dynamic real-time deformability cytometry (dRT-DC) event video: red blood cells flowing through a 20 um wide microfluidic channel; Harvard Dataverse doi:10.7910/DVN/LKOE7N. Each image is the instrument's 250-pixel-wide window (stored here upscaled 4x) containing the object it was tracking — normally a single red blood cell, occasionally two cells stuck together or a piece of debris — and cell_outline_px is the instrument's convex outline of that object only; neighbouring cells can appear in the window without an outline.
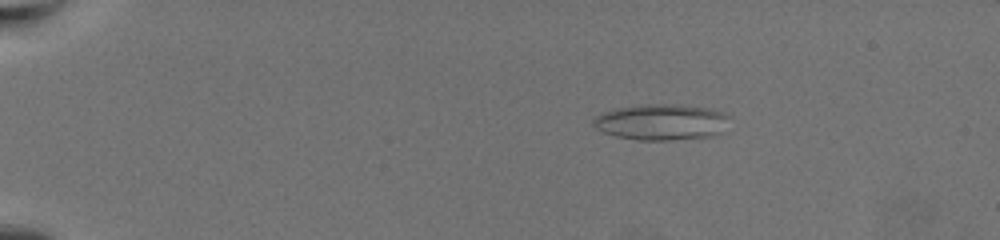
{"species": "common noctule bat (a hibernating species)", "species_latin": "Nyctalus noctula", "temperature_condition": "warm", "stored_images_in_passage": 57, "camera_frame_rate_fps": 3000, "um_per_image_px": 0.085, "animal": {"sex": "female", "body_mass_g": 19.5, "forearm_length_mm": 54.1}, "frame": {"image": 1, "passage_image": 5, "time_ms": 1.333, "image_size_px": [1000, 240], "cell_outline_px": [[732, 116], [720, 132], [712, 136], [672, 140], [640, 140], [616, 136], [604, 132], [596, 128], [592, 124], [592, 120], [596, 116], [604, 112], [616, 108], [648, 104], [672, 104], [712, 108], [728, 112]], "centroid_in_image_um": [56.27, 10.36], "position_along_channel_um": 28.7, "area_um2": 28.73}}
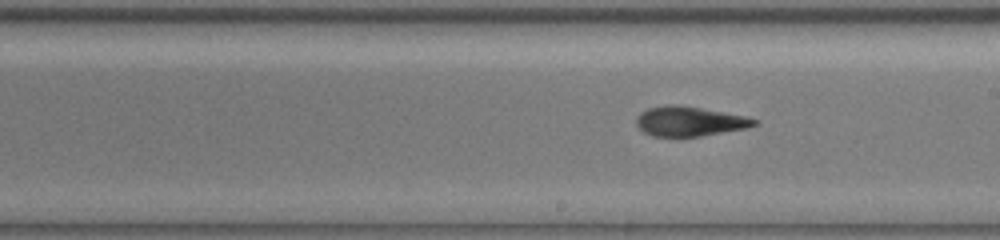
{"frame": {"image": 2, "passage_image": 32, "time_ms": 10.333, "image_size_px": [1000, 240], "cell_outline_px": [[756, 124], [744, 128], [700, 136], [652, 136], [644, 132], [636, 124], [636, 120], [640, 112], [648, 108], [668, 104], [676, 104], [700, 108], [744, 116], [756, 120]], "centroid_in_image_um": [58.53, 10.3], "position_along_channel_um": 230.5, "area_um2": 19.94}}
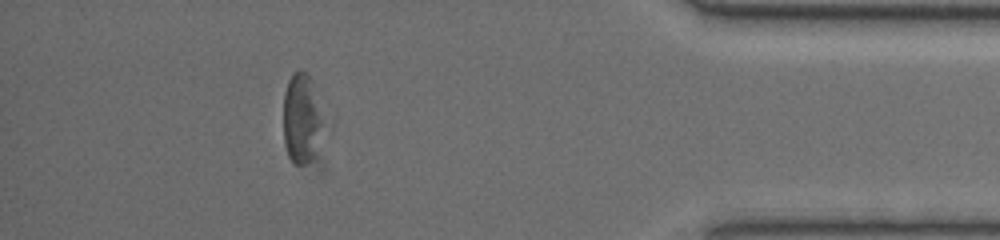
{"frame": {"image": 3, "passage_image": 51, "time_ms": 16.667, "image_size_px": [1000, 240], "cell_outline_px": [[320, 120], [308, 160], [304, 164], [296, 164], [288, 156], [284, 140], [284, 92], [288, 80], [292, 72], [300, 68], [308, 76]], "centroid_in_image_um": [25.48, 9.97], "position_along_channel_um": 409.7, "area_um2": 18.44}, "authors_computed_cell_mechanics": {"area_um2": 20.6346, "velocity_mm_per_s": 3.3935, "shape_relaxation_time_tau1_ms": 3.741, "shape_relaxation_time_tau2_ms": 3.2383, "deformation_change_tau1": 0.1561, "deformation_change_tau2": 0.1379}}